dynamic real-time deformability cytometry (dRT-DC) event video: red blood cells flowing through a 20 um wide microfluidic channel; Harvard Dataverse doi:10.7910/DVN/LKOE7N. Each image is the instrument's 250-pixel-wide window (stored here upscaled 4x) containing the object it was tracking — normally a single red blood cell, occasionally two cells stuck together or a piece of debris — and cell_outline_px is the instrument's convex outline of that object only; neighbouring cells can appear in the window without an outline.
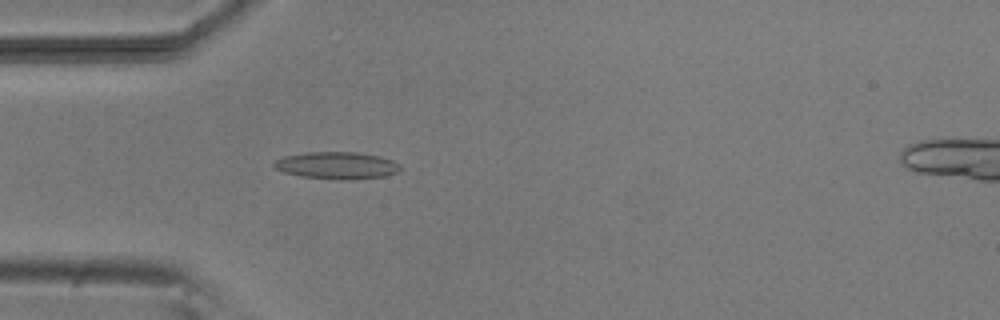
{"species": "common noctule bat (a hibernating species)", "species_latin": "Nyctalus noctula", "temperature_condition": "room temperature", "stored_images_in_passage": 4, "camera_frame_rate_fps": 3000, "um_per_image_px": 0.085, "animal": {"sex": "male", "body_mass_g": 20.5, "forearm_length_mm": 52.5}, "frame": {"image": 1, "passage_image": 4, "time_ms": 4.333, "image_size_px": [1000, 320], "cell_outline_px": [[400, 172], [384, 176], [348, 180], [300, 176], [284, 172], [276, 168], [272, 164], [276, 160], [284, 156], [308, 152], [356, 152], [380, 156], [392, 160], [400, 164]], "centroid_in_image_um": [28.66, 14.06], "position_along_channel_um": 56.3, "area_um2": 19.88}}